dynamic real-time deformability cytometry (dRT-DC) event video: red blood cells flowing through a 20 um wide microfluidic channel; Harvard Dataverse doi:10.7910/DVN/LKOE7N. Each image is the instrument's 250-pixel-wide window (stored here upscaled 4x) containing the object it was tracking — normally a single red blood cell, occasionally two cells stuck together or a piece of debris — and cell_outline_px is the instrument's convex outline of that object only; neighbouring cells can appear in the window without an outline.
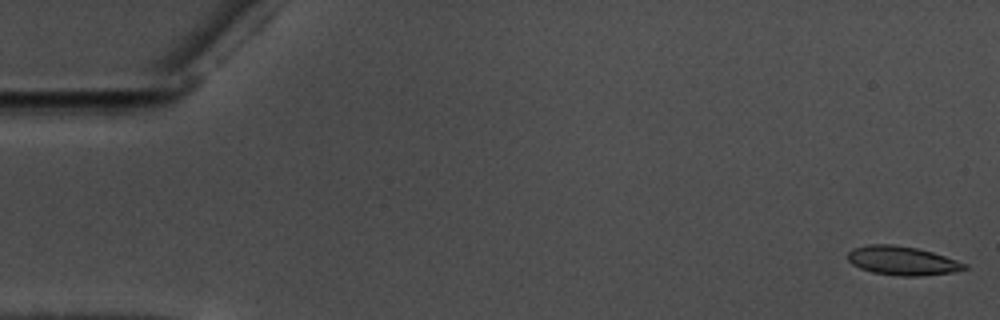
{"species": "common noctule bat (a hibernating species)", "species_latin": "Nyctalus noctula", "temperature_condition": "warm", "stored_images_in_passage": 57, "camera_frame_rate_fps": 3000, "um_per_image_px": 0.085, "animal": {"sex": "male", "body_mass_g": 17.5, "forearm_length_mm": 52.3}, "frame": {"image": 1, "passage_image": 1, "time_ms": 0.0, "image_size_px": [1000, 320], "cell_outline_px": [[968, 268], [952, 272], [920, 276], [900, 276], [872, 272], [860, 268], [852, 264], [848, 260], [848, 252], [852, 248], [868, 244], [892, 244], [916, 248], [932, 252], [968, 264]], "centroid_in_image_um": [76.67, 22.15], "position_along_channel_um": 8.3, "area_um2": 19.59}}
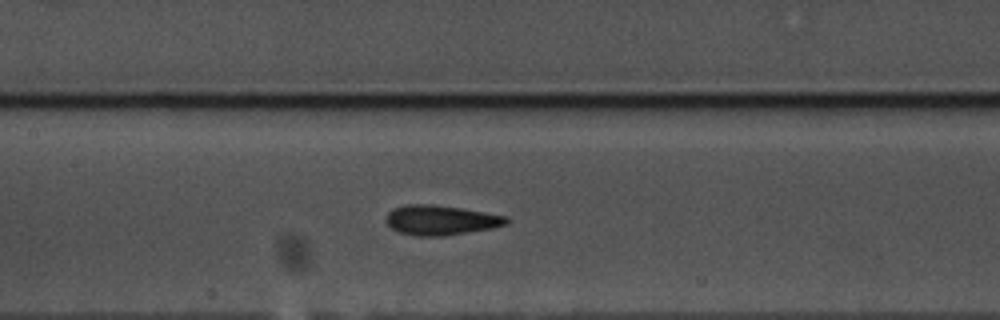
{"frame": {"image": 2, "passage_image": 27, "time_ms": 8.667, "image_size_px": [1000, 320], "cell_outline_px": [[512, 220], [508, 224], [492, 228], [444, 236], [412, 236], [396, 232], [384, 220], [384, 216], [392, 208], [404, 204], [432, 204], [460, 208], [508, 216]], "centroid_in_image_um": [37.43, 18.71], "position_along_channel_um": 170.0, "area_um2": 21.33}}
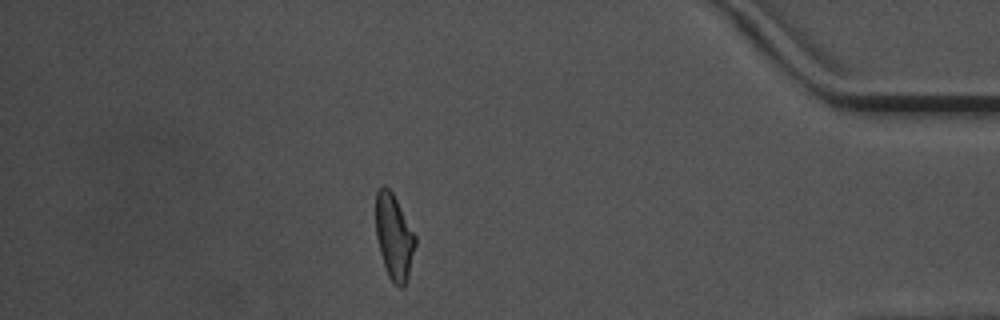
{"frame": {"image": 3, "passage_image": 50, "time_ms": 16.333, "image_size_px": [1000, 320], "cell_outline_px": [[416, 244], [408, 276], [404, 288], [400, 288], [392, 284], [388, 276], [380, 252], [376, 236], [376, 192], [384, 184], [392, 192], [416, 236]], "centroid_in_image_um": [33.49, 20.17], "position_along_channel_um": 401.7, "area_um2": 19.59}, "authors_computed_cell_mechanics": {"area_um2": 19.941, "velocity_mm_per_s": 3.573, "shape_relaxation_time_tau1_ms": 7.0087, "shape_relaxation_time_tau2_ms": 1.479, "deformation_change_tau1": 0.192, "deformation_change_tau2": 0.082}}